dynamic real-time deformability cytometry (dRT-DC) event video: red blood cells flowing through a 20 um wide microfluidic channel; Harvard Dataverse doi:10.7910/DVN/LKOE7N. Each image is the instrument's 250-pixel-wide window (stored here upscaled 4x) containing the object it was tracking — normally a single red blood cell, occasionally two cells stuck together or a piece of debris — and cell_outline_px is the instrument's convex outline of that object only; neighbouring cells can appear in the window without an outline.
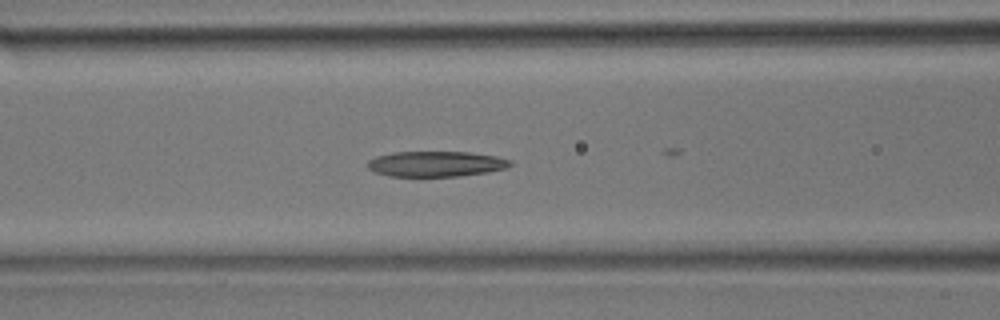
{"species": "common noctule bat (a hibernating species)", "species_latin": "Nyctalus noctula", "temperature_condition": "room temperature", "stored_images_in_passage": 18, "camera_frame_rate_fps": 3000, "um_per_image_px": 0.085, "animal": {"sex": "male", "body_mass_g": 17.9}, "frame": {"image": 1, "passage_image": 8, "time_ms": 2.333, "image_size_px": [1000, 320], "cell_outline_px": [[516, 164], [508, 168], [488, 172], [460, 176], [388, 176], [372, 172], [368, 168], [368, 160], [376, 156], [392, 152], [468, 152], [496, 156], [512, 160]], "centroid_in_image_um": [37.09, 13.93], "position_along_channel_um": 129.5, "area_um2": 21.44}}
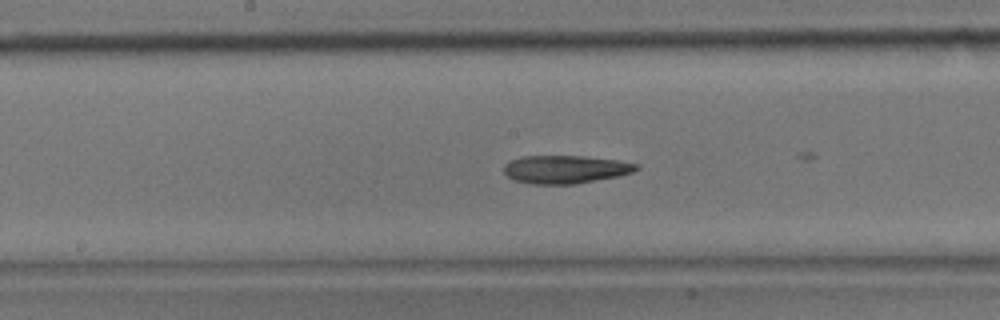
{"frame": {"image": 2, "passage_image": 12, "time_ms": 3.667, "image_size_px": [1000, 320], "cell_outline_px": [[640, 168], [632, 172], [616, 176], [576, 184], [532, 184], [516, 180], [508, 176], [504, 172], [504, 164], [512, 160], [524, 156], [584, 156], [620, 160], [640, 164]], "centroid_in_image_um": [48.09, 14.39], "position_along_channel_um": 200.1, "area_um2": 21.62}}
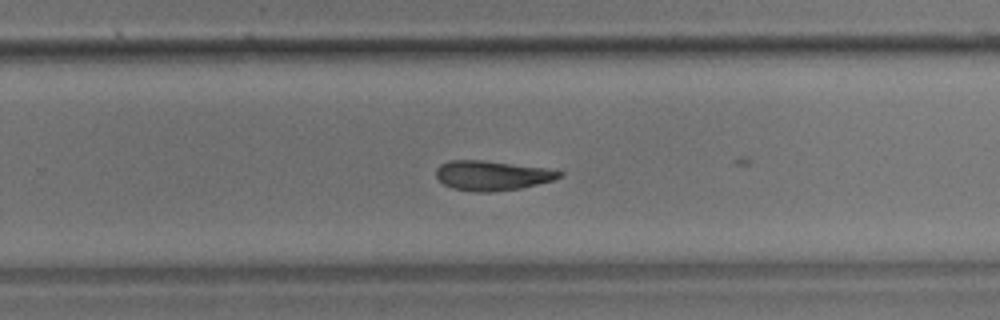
{"frame": {"image": 3, "passage_image": 17, "time_ms": 5.333, "image_size_px": [1000, 320], "cell_outline_px": [[564, 176], [552, 180], [520, 188], [492, 192], [472, 192], [452, 188], [444, 184], [436, 176], [436, 168], [440, 164], [452, 160], [484, 160], [548, 168], [564, 172]], "centroid_in_image_um": [41.83, 14.91], "position_along_channel_um": 288.0, "area_um2": 21.44}}